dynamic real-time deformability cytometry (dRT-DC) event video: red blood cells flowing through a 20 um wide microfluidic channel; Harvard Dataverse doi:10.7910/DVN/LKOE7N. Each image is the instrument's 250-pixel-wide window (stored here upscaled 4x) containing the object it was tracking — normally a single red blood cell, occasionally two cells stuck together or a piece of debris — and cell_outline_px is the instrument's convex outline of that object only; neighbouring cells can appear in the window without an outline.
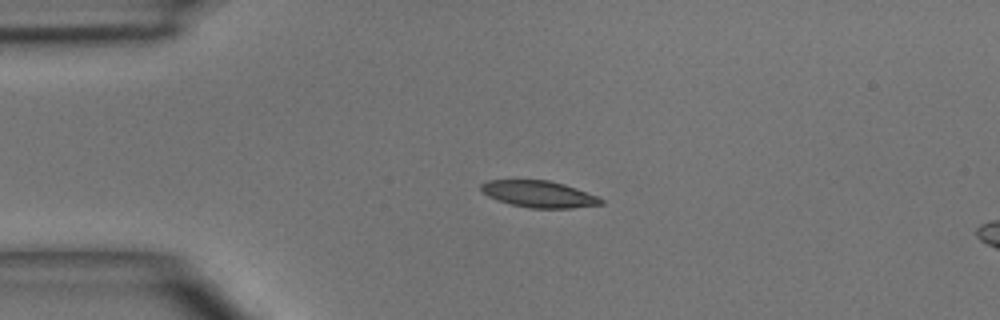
{"species": "common noctule bat (a hibernating species)", "species_latin": "Nyctalus noctula", "temperature_condition": "room temperature", "stored_images_in_passage": 2, "segment_of_instrument_passage": [1, 2], "camera_frame_rate_fps": 3000, "um_per_image_px": 0.085, "animal": {"sex": "male", "body_mass_g": 15.6}, "frame": {"image": 1, "passage_image": 1, "time_ms": 0.0, "image_size_px": [1000, 320], "cell_outline_px": [[604, 204], [572, 208], [528, 208], [512, 204], [488, 196], [480, 188], [480, 184], [488, 180], [548, 180], [564, 184], [576, 188], [596, 196], [604, 200]], "centroid_in_image_um": [45.82, 16.5], "position_along_channel_um": 39.2, "area_um2": 18.44}}